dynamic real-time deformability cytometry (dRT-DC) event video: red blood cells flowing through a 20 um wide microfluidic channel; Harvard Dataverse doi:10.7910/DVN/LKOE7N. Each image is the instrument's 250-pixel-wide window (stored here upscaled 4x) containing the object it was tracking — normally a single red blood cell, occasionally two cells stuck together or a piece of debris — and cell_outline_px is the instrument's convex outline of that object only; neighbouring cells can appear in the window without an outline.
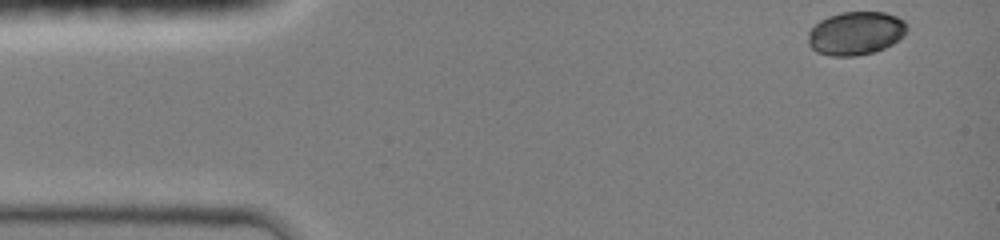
{"species": "common noctule bat (a hibernating species)", "species_latin": "Nyctalus noctula", "temperature_condition": "room temperature", "stored_images_in_passage": 5, "camera_frame_rate_fps": 3000, "um_per_image_px": 0.085, "animal": {"sex": "female", "body_mass_g": 19.0, "forearm_length_mm": 51.5}, "frame": {"image": 1, "passage_image": 1, "time_ms": 0.0, "image_size_px": [1000, 240], "cell_outline_px": [[908, 28], [904, 36], [892, 44], [884, 48], [872, 52], [856, 56], [832, 56], [816, 52], [808, 44], [808, 32], [820, 20], [828, 16], [840, 12], [884, 12], [896, 16], [904, 20], [908, 24]], "centroid_in_image_um": [72.75, 2.82], "position_along_channel_um": 12.3, "area_um2": 25.14}}
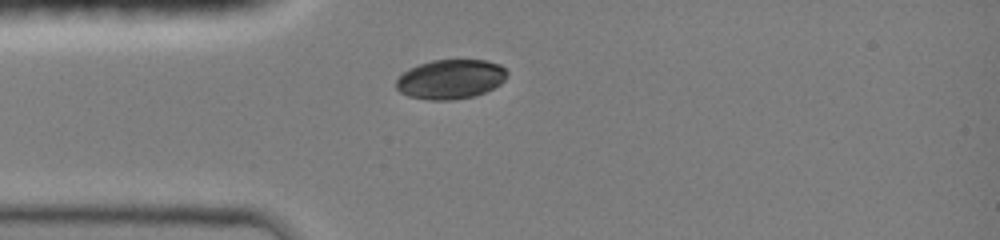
{"frame": {"image": 2, "passage_image": 5, "time_ms": 3.0, "image_size_px": [1000, 240], "cell_outline_px": [[508, 72], [504, 80], [500, 84], [484, 92], [472, 96], [452, 100], [428, 100], [408, 96], [400, 92], [396, 88], [396, 80], [408, 68], [432, 60], [488, 60], [500, 64]], "centroid_in_image_um": [38.29, 6.73], "position_along_channel_um": 46.7, "area_um2": 25.49}}